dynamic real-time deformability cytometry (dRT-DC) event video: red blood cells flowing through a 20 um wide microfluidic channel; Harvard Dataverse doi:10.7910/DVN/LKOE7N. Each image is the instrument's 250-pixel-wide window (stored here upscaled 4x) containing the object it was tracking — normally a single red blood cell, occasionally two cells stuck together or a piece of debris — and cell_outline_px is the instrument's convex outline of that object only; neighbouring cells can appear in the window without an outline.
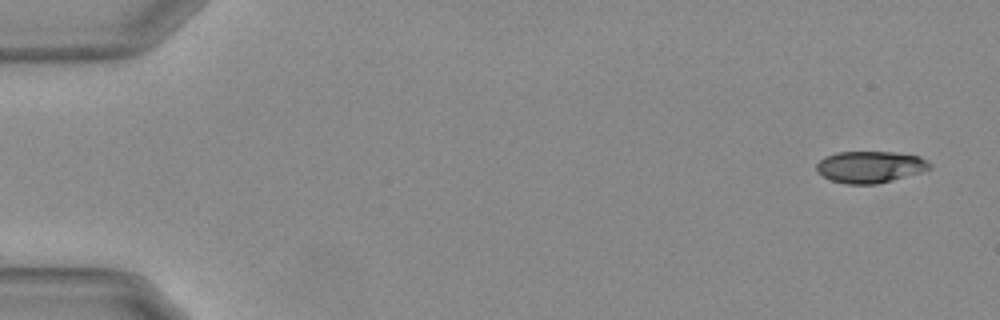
{"species": "Egyptian fruit bat (a non-hibernating species)", "species_latin": "Rousettus aegyptiacus", "temperature_condition": "warm", "stored_images_in_passage": 54, "camera_frame_rate_fps": 3000, "um_per_image_px": 0.085, "animal": {"sex": "female"}, "frame": {"image": 1, "passage_image": 1, "time_ms": 0.0, "image_size_px": [1000, 320], "cell_outline_px": [[932, 168], [920, 172], [892, 180], [876, 184], [844, 184], [832, 180], [816, 172], [816, 164], [824, 156], [836, 152], [896, 152], [920, 156], [928, 160], [932, 164]], "centroid_in_image_um": [73.96, 14.18], "position_along_channel_um": 11.0, "area_um2": 21.04}}
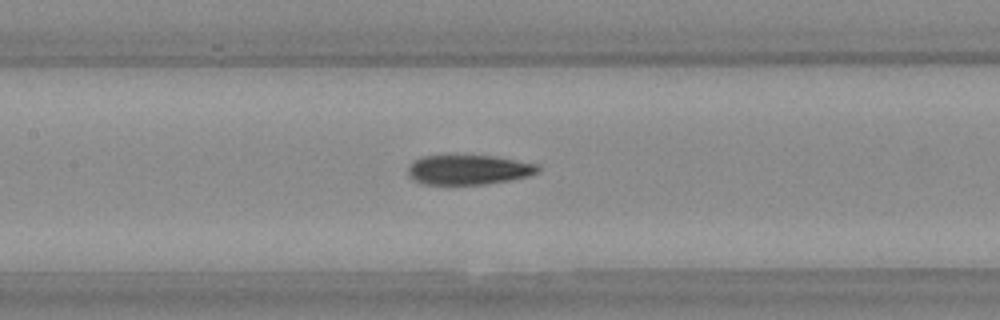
{"frame": {"image": 2, "passage_image": 25, "time_ms": 8.0, "image_size_px": [1000, 320], "cell_outline_px": [[540, 168], [536, 172], [528, 176], [508, 180], [484, 184], [424, 184], [408, 176], [408, 168], [416, 160], [424, 156], [492, 156], [536, 164]], "centroid_in_image_um": [39.81, 14.43], "position_along_channel_um": 167.6, "area_um2": 21.91}}
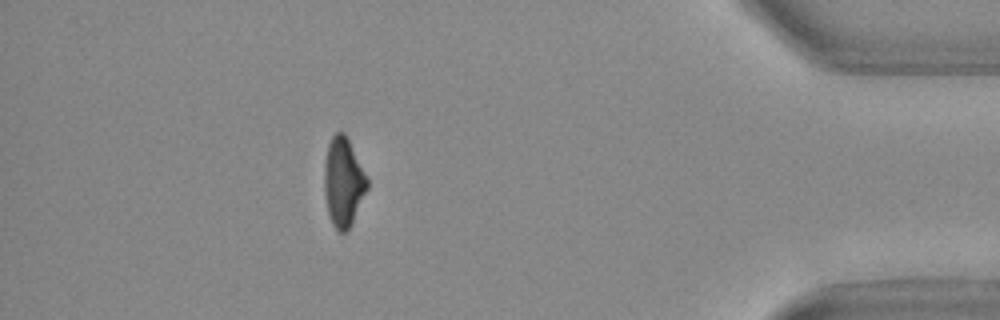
{"frame": {"image": 3, "passage_image": 48, "time_ms": 15.667, "image_size_px": [1000, 320], "cell_outline_px": [[368, 188], [348, 228], [344, 232], [340, 232], [332, 224], [328, 212], [324, 192], [324, 168], [328, 144], [332, 136], [336, 132], [344, 132], [368, 180]], "centroid_in_image_um": [29.16, 15.46], "position_along_channel_um": 406.0, "area_um2": 21.62}, "authors_computed_cell_mechanics": {"area_um2": 22.4264, "velocity_mm_per_s": 3.7054, "shape_relaxation_time_tau1_ms": 9.4042, "shape_relaxation_time_tau2_ms": 3.7499, "deformation_change_tau1": 0.2554, "deformation_change_tau2": 0.1121}}